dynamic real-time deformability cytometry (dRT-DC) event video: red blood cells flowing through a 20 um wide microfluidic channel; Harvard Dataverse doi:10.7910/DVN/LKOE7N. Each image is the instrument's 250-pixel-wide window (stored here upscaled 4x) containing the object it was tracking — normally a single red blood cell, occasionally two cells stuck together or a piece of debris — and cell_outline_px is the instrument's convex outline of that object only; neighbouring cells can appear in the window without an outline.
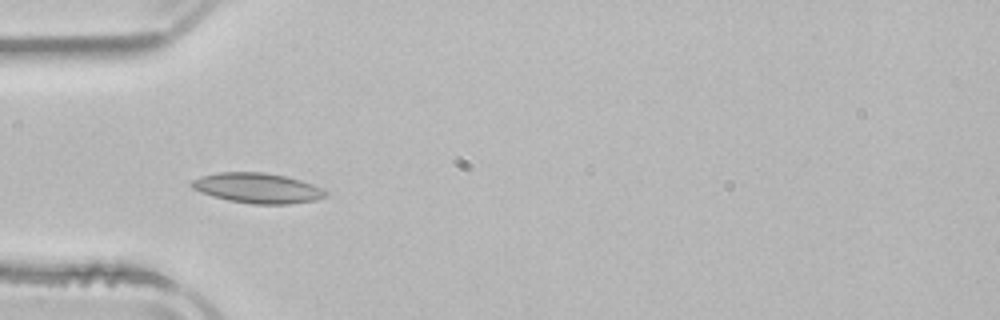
{"species": "common noctule bat (a hibernating species)", "species_latin": "Nyctalus noctula", "temperature_condition": "room temperature", "stored_images_in_passage": 4, "camera_frame_rate_fps": 3000, "um_per_image_px": 0.085, "animal": {"sex": "male", "body_mass_g": 21.5, "forearm_length_mm": 52.0}, "frame": {"image": 1, "passage_image": 3, "time_ms": 3.0, "image_size_px": [1000, 320], "cell_outline_px": [[328, 192], [324, 196], [316, 200], [292, 204], [252, 204], [228, 200], [212, 196], [200, 192], [192, 188], [188, 184], [192, 180], [200, 176], [216, 172], [264, 172], [284, 176], [300, 180], [324, 188]], "centroid_in_image_um": [21.86, 15.98], "position_along_channel_um": 63.1, "area_um2": 23.7}}
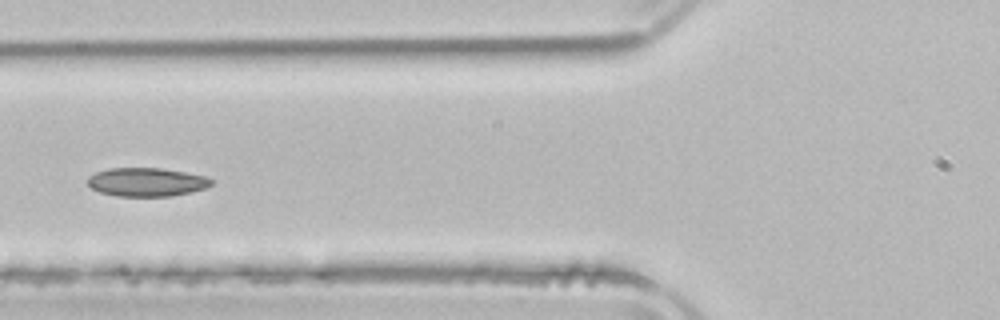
{"frame": {"image": 2, "passage_image": 4, "time_ms": 4.333, "image_size_px": [1000, 320], "cell_outline_px": [[216, 180], [212, 184], [204, 188], [192, 192], [172, 196], [116, 196], [100, 192], [92, 188], [88, 184], [88, 176], [96, 172], [108, 168], [160, 168], [208, 176]], "centroid_in_image_um": [12.5, 15.47], "position_along_channel_um": 113.3, "area_um2": 20.75}}